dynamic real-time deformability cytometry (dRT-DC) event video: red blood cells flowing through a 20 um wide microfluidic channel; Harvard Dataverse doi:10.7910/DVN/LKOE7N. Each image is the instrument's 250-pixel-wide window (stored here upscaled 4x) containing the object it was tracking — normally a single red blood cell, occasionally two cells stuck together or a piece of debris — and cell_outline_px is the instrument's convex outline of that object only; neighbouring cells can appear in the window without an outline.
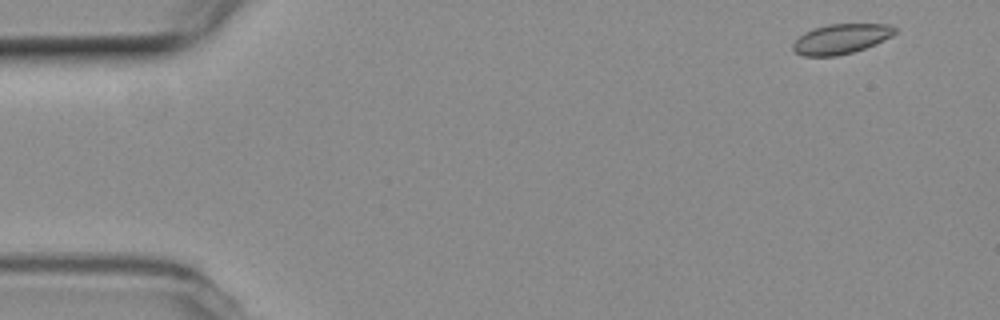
{"species": "common noctule bat (a hibernating species)", "species_latin": "Nyctalus noctula", "temperature_condition": "room temperature", "stored_images_in_passage": 17, "camera_frame_rate_fps": 3000, "um_per_image_px": 0.085, "animal": {"sex": "female", "body_mass_g": 19.3, "forearm_length_mm": 54.1}, "frame": {"image": 1, "passage_image": 2, "time_ms": 0.333, "image_size_px": [1000, 320], "cell_outline_px": [[896, 32], [892, 36], [864, 48], [852, 52], [836, 56], [804, 56], [796, 52], [792, 48], [792, 44], [804, 32], [828, 24], [888, 24], [896, 28]], "centroid_in_image_um": [71.47, 3.3], "position_along_channel_um": 13.5, "area_um2": 17.51}}
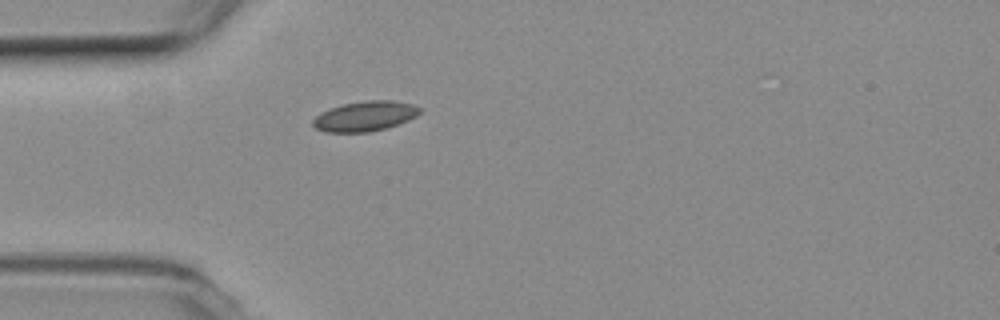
{"frame": {"image": 2, "passage_image": 14, "time_ms": 4.333, "image_size_px": [1000, 320], "cell_outline_px": [[424, 108], [416, 116], [408, 120], [388, 128], [368, 132], [328, 132], [316, 128], [312, 124], [312, 120], [320, 112], [344, 104], [364, 100], [392, 100], [412, 104]], "centroid_in_image_um": [31.05, 9.87], "position_along_channel_um": 53.9, "area_um2": 18.73}}